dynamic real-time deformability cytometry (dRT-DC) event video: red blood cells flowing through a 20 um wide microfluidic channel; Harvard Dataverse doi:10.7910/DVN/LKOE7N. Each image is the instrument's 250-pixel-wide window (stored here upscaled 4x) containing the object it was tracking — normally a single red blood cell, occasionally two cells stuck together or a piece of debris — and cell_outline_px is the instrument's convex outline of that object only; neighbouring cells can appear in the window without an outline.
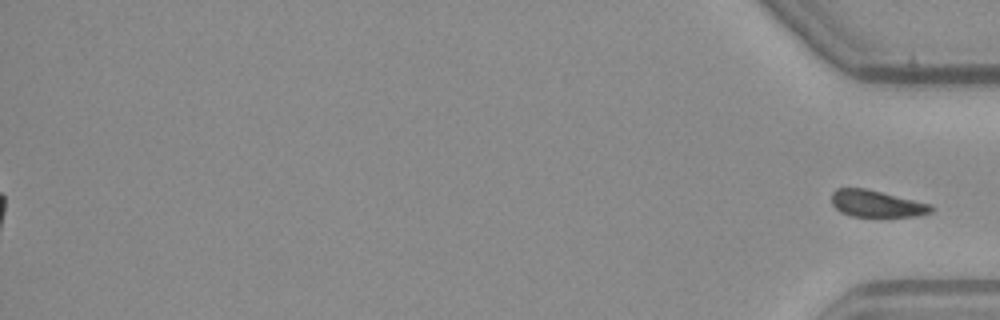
{"species": "common noctule bat (a hibernating species)", "species_latin": "Nyctalus noctula", "temperature_condition": "warm", "stored_images_in_passage": 51, "segment_of_instrument_passage": [2, 2], "camera_frame_rate_fps": 3000, "um_per_image_px": 0.085, "animal": {"sex": "male", "body_mass_g": 23.1, "forearm_length_mm": 52.7}, "frame": {"image": 1, "passage_image": 51, "time_ms": 16.667, "image_size_px": [1000, 320], "cell_outline_px": [[936, 208], [932, 212], [916, 216], [852, 216], [840, 212], [832, 204], [832, 192], [836, 188], [864, 188], [932, 204]], "centroid_in_image_um": [74.53, 17.31], "position_along_channel_um": 360.7, "area_um2": 15.49}}